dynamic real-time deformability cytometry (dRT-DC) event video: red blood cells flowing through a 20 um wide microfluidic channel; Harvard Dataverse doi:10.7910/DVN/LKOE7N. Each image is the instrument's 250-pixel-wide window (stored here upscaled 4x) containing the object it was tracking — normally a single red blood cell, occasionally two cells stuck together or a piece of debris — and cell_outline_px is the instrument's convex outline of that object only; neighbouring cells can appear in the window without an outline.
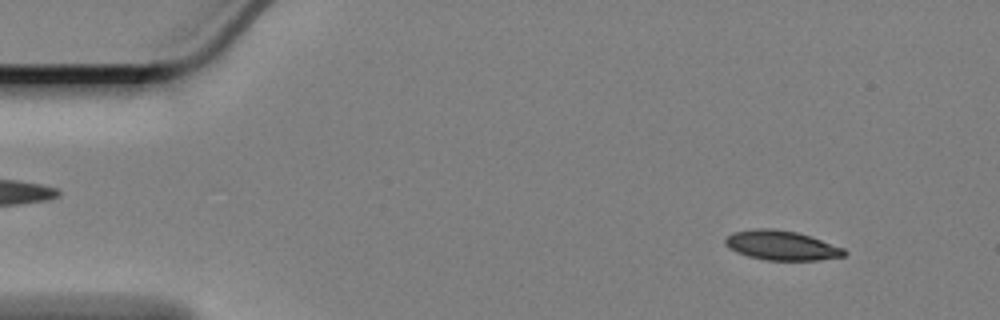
{"species": "Egyptian fruit bat (a non-hibernating species)", "species_latin": "Rousettus aegyptiacus", "temperature_condition": "cold", "stored_images_in_passage": 31, "camera_frame_rate_fps": 3000, "um_per_image_px": 0.085, "animal": {"sex": "female"}, "frame": {"image": 1, "passage_image": 5, "time_ms": 1.333, "image_size_px": [1000, 320], "cell_outline_px": [[848, 252], [844, 256], [820, 260], [764, 260], [748, 256], [736, 252], [728, 248], [724, 244], [724, 240], [732, 232], [752, 228], [772, 228], [796, 232], [844, 248]], "centroid_in_image_um": [66.38, 20.86], "position_along_channel_um": 18.6, "area_um2": 20.52}}
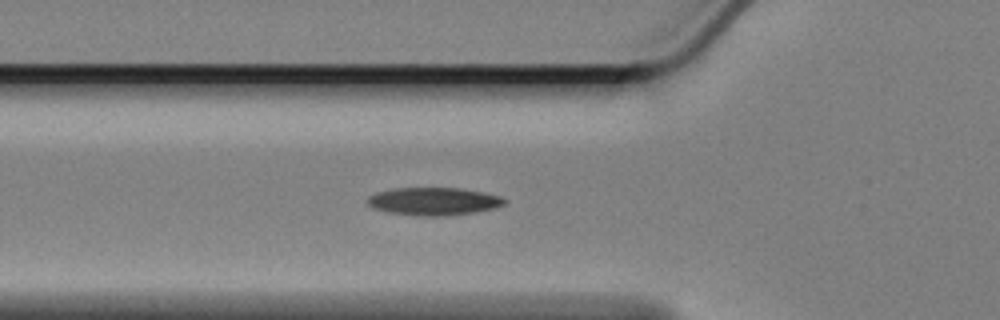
{"frame": {"image": 2, "passage_image": 19, "time_ms": 6.0, "image_size_px": [1000, 320], "cell_outline_px": [[508, 200], [504, 204], [496, 208], [476, 212], [448, 216], [416, 216], [388, 212], [372, 208], [364, 200], [368, 196], [376, 192], [396, 188], [460, 188], [484, 192], [500, 196]], "centroid_in_image_um": [36.85, 17.12], "position_along_channel_um": 88.9, "area_um2": 22.54}}
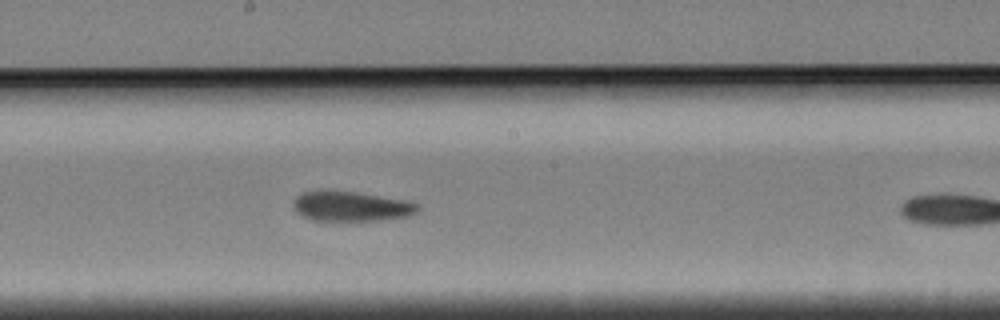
{"frame": {"image": 3, "passage_image": 30, "time_ms": 9.667, "image_size_px": [1000, 320], "cell_outline_px": [[420, 208], [416, 212], [408, 216], [380, 220], [312, 220], [300, 216], [296, 212], [292, 204], [296, 196], [304, 192], [356, 192], [408, 200], [420, 204]], "centroid_in_image_um": [29.88, 17.55], "position_along_channel_um": 218.3, "area_um2": 21.44}}